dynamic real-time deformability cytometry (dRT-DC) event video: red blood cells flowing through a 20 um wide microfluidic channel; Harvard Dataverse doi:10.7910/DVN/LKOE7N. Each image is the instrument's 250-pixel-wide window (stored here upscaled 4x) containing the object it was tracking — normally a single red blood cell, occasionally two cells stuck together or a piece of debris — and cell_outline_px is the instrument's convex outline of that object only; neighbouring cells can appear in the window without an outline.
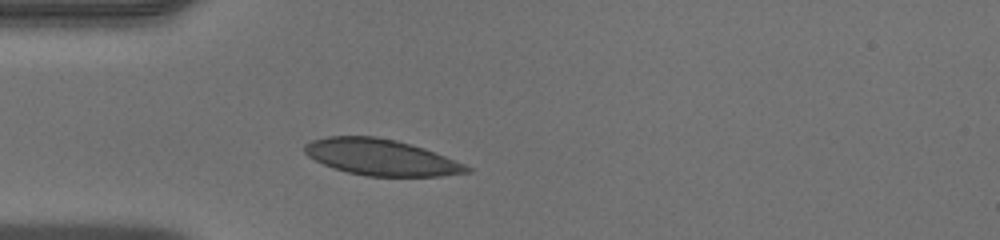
{"species": "human", "species_latin": "Homo sapiens", "temperature_condition": "warm", "stored_images_in_passage": 35, "camera_frame_rate_fps": 3000, "um_per_image_px": 0.085, "donor": {"sex": "male"}, "frame": {"image": 1, "passage_image": 1, "time_ms": 0.0, "image_size_px": [1000, 240], "cell_outline_px": [[472, 172], [440, 176], [368, 176], [348, 172], [324, 164], [308, 156], [304, 152], [304, 144], [312, 140], [328, 136], [376, 136], [396, 140], [424, 148], [464, 164], [472, 168]], "centroid_in_image_um": [32.39, 13.36], "position_along_channel_um": 52.6, "area_um2": 33.93}}
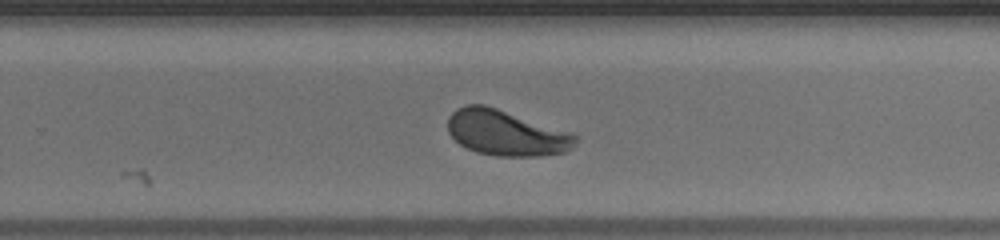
{"frame": {"image": 2, "passage_image": 18, "time_ms": 5.667, "image_size_px": [1000, 240], "cell_outline_px": [[576, 140], [572, 148], [564, 152], [540, 156], [496, 156], [476, 152], [460, 144], [448, 132], [448, 116], [456, 108], [468, 104], [484, 104], [568, 132], [576, 136]], "centroid_in_image_um": [42.96, 11.3], "position_along_channel_um": 286.8, "area_um2": 33.41}}
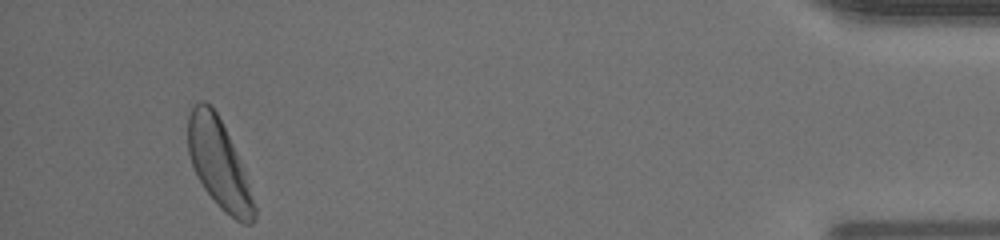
{"frame": {"image": 3, "passage_image": 32, "time_ms": 10.333, "image_size_px": [1000, 240], "cell_outline_px": [[256, 216], [252, 224], [244, 224], [236, 220], [224, 212], [220, 208], [204, 188], [192, 164], [188, 152], [188, 116], [192, 108], [200, 100], [204, 100], [216, 112], [232, 144], [240, 164], [256, 208]], "centroid_in_image_um": [18.58, 13.95], "position_along_channel_um": 416.6, "area_um2": 33.12}}